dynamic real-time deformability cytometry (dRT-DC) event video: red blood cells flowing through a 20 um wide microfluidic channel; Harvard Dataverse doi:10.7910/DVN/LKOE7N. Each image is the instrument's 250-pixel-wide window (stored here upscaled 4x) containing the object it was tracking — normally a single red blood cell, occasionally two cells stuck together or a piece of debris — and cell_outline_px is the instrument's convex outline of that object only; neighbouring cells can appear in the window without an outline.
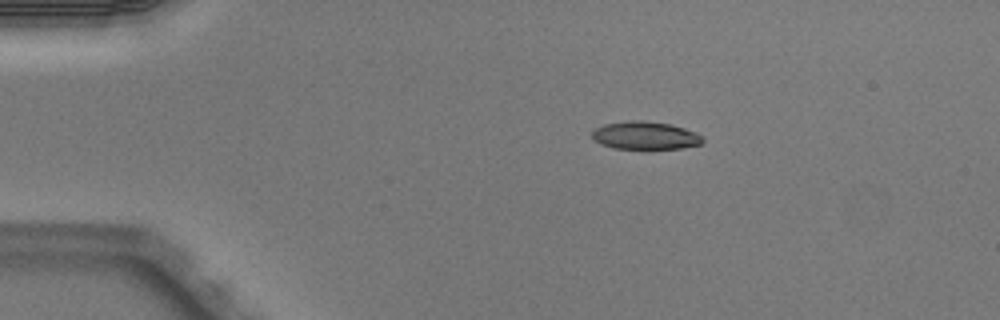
{"species": "Egyptian fruit bat (a non-hibernating species)", "species_latin": "Rousettus aegyptiacus", "temperature_condition": "warm", "stored_images_in_passage": 4, "camera_frame_rate_fps": 3000, "um_per_image_px": 0.085, "animal": {"sex": "male"}, "frame": {"image": 1, "passage_image": 1, "time_ms": 0.0, "image_size_px": [1000, 320], "cell_outline_px": [[704, 140], [700, 144], [680, 148], [644, 152], [612, 148], [600, 144], [592, 140], [592, 132], [596, 128], [604, 124], [636, 120], [644, 120], [672, 124], [696, 132], [704, 136]], "centroid_in_image_um": [54.85, 11.57], "position_along_channel_um": 30.2, "area_um2": 18.96}}
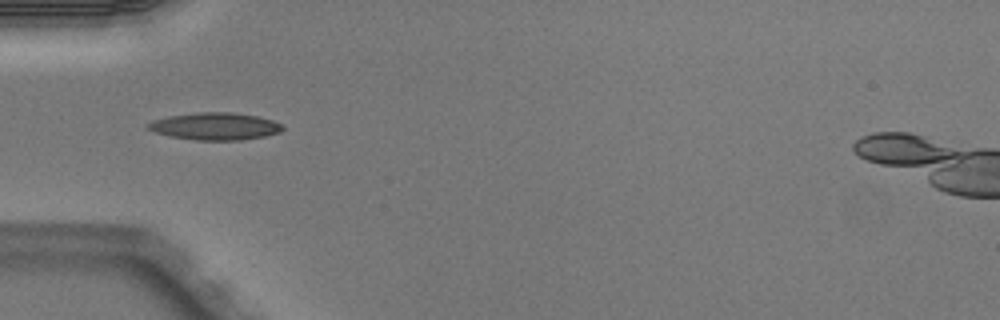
{"frame": {"image": 2, "passage_image": 3, "time_ms": 0.667, "image_size_px": [1000, 320], "cell_outline_px": [[284, 128], [280, 132], [264, 136], [240, 140], [196, 140], [172, 136], [156, 132], [148, 128], [144, 124], [152, 120], [168, 116], [196, 112], [232, 112], [256, 116], [272, 120], [280, 124]], "centroid_in_image_um": [18.25, 10.72], "position_along_channel_um": 66.7, "area_um2": 21.27}}
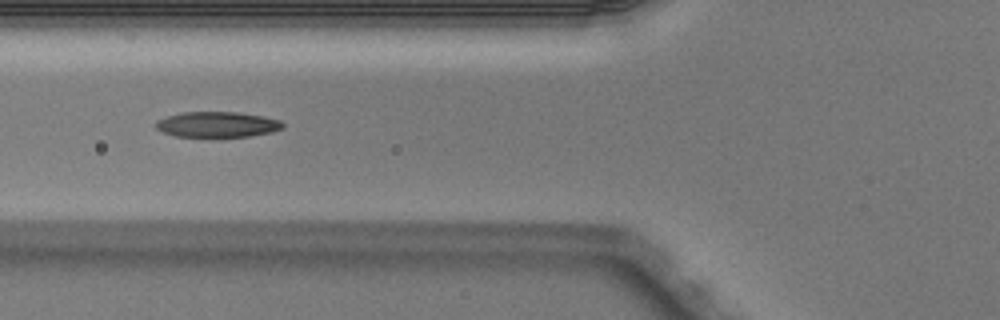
{"frame": {"image": 3, "passage_image": 4, "time_ms": 1.0, "image_size_px": [1000, 320], "cell_outline_px": [[284, 128], [272, 132], [248, 136], [176, 136], [164, 132], [156, 128], [156, 120], [168, 116], [184, 112], [240, 112], [264, 116], [280, 120], [284, 124]], "centroid_in_image_um": [18.51, 10.57], "position_along_channel_um": 107.3, "area_um2": 18.73}}